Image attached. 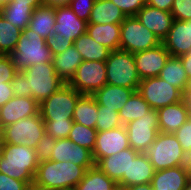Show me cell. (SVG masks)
<instances>
[{
	"label": "cell",
	"instance_id": "b9f144b4",
	"mask_svg": "<svg viewBox=\"0 0 191 190\" xmlns=\"http://www.w3.org/2000/svg\"><path fill=\"white\" fill-rule=\"evenodd\" d=\"M171 14L175 20H191V0H174Z\"/></svg>",
	"mask_w": 191,
	"mask_h": 190
},
{
	"label": "cell",
	"instance_id": "d6986e66",
	"mask_svg": "<svg viewBox=\"0 0 191 190\" xmlns=\"http://www.w3.org/2000/svg\"><path fill=\"white\" fill-rule=\"evenodd\" d=\"M170 56L186 55L191 49V20H175L167 37L162 41Z\"/></svg>",
	"mask_w": 191,
	"mask_h": 190
},
{
	"label": "cell",
	"instance_id": "8d00e7d4",
	"mask_svg": "<svg viewBox=\"0 0 191 190\" xmlns=\"http://www.w3.org/2000/svg\"><path fill=\"white\" fill-rule=\"evenodd\" d=\"M98 118L96 119L95 129L98 132L115 129L122 126L119 112L111 110L106 106H98Z\"/></svg>",
	"mask_w": 191,
	"mask_h": 190
},
{
	"label": "cell",
	"instance_id": "74e56055",
	"mask_svg": "<svg viewBox=\"0 0 191 190\" xmlns=\"http://www.w3.org/2000/svg\"><path fill=\"white\" fill-rule=\"evenodd\" d=\"M46 133L55 139L68 138L74 121H44Z\"/></svg>",
	"mask_w": 191,
	"mask_h": 190
},
{
	"label": "cell",
	"instance_id": "d4e9b609",
	"mask_svg": "<svg viewBox=\"0 0 191 190\" xmlns=\"http://www.w3.org/2000/svg\"><path fill=\"white\" fill-rule=\"evenodd\" d=\"M83 61L81 54L74 45L60 54L53 55L52 63L57 75L68 84L76 73V69Z\"/></svg>",
	"mask_w": 191,
	"mask_h": 190
},
{
	"label": "cell",
	"instance_id": "60d3db41",
	"mask_svg": "<svg viewBox=\"0 0 191 190\" xmlns=\"http://www.w3.org/2000/svg\"><path fill=\"white\" fill-rule=\"evenodd\" d=\"M95 0H71L69 7L79 19L89 21Z\"/></svg>",
	"mask_w": 191,
	"mask_h": 190
},
{
	"label": "cell",
	"instance_id": "ee69618b",
	"mask_svg": "<svg viewBox=\"0 0 191 190\" xmlns=\"http://www.w3.org/2000/svg\"><path fill=\"white\" fill-rule=\"evenodd\" d=\"M116 4L125 16H136L138 11L146 4V0H110Z\"/></svg>",
	"mask_w": 191,
	"mask_h": 190
},
{
	"label": "cell",
	"instance_id": "bcb514c9",
	"mask_svg": "<svg viewBox=\"0 0 191 190\" xmlns=\"http://www.w3.org/2000/svg\"><path fill=\"white\" fill-rule=\"evenodd\" d=\"M46 45L49 47L52 55H57L65 51L68 47L73 45V40L71 39H58L54 37V35H50L47 39H45Z\"/></svg>",
	"mask_w": 191,
	"mask_h": 190
},
{
	"label": "cell",
	"instance_id": "277c9868",
	"mask_svg": "<svg viewBox=\"0 0 191 190\" xmlns=\"http://www.w3.org/2000/svg\"><path fill=\"white\" fill-rule=\"evenodd\" d=\"M155 171L185 165L186 153L174 134L159 132L144 152Z\"/></svg>",
	"mask_w": 191,
	"mask_h": 190
},
{
	"label": "cell",
	"instance_id": "c3c4849f",
	"mask_svg": "<svg viewBox=\"0 0 191 190\" xmlns=\"http://www.w3.org/2000/svg\"><path fill=\"white\" fill-rule=\"evenodd\" d=\"M15 95L11 89V83H3L0 84V107L3 106L6 102H8Z\"/></svg>",
	"mask_w": 191,
	"mask_h": 190
},
{
	"label": "cell",
	"instance_id": "836d02e7",
	"mask_svg": "<svg viewBox=\"0 0 191 190\" xmlns=\"http://www.w3.org/2000/svg\"><path fill=\"white\" fill-rule=\"evenodd\" d=\"M33 10L30 5L5 4L0 14L15 27L24 30L29 25Z\"/></svg>",
	"mask_w": 191,
	"mask_h": 190
},
{
	"label": "cell",
	"instance_id": "94428289",
	"mask_svg": "<svg viewBox=\"0 0 191 190\" xmlns=\"http://www.w3.org/2000/svg\"><path fill=\"white\" fill-rule=\"evenodd\" d=\"M185 93H191V80L188 81V86Z\"/></svg>",
	"mask_w": 191,
	"mask_h": 190
},
{
	"label": "cell",
	"instance_id": "e575fe53",
	"mask_svg": "<svg viewBox=\"0 0 191 190\" xmlns=\"http://www.w3.org/2000/svg\"><path fill=\"white\" fill-rule=\"evenodd\" d=\"M22 32L0 14V54L10 55L13 52Z\"/></svg>",
	"mask_w": 191,
	"mask_h": 190
},
{
	"label": "cell",
	"instance_id": "1f68e13d",
	"mask_svg": "<svg viewBox=\"0 0 191 190\" xmlns=\"http://www.w3.org/2000/svg\"><path fill=\"white\" fill-rule=\"evenodd\" d=\"M116 182L96 165L86 170L83 179L76 185L78 190H112Z\"/></svg>",
	"mask_w": 191,
	"mask_h": 190
},
{
	"label": "cell",
	"instance_id": "f6af8a7d",
	"mask_svg": "<svg viewBox=\"0 0 191 190\" xmlns=\"http://www.w3.org/2000/svg\"><path fill=\"white\" fill-rule=\"evenodd\" d=\"M187 153L191 149V116L189 119L173 133Z\"/></svg>",
	"mask_w": 191,
	"mask_h": 190
},
{
	"label": "cell",
	"instance_id": "8fae6325",
	"mask_svg": "<svg viewBox=\"0 0 191 190\" xmlns=\"http://www.w3.org/2000/svg\"><path fill=\"white\" fill-rule=\"evenodd\" d=\"M125 127L130 147L144 153L159 133L158 112L151 109L143 117L127 123Z\"/></svg>",
	"mask_w": 191,
	"mask_h": 190
},
{
	"label": "cell",
	"instance_id": "4316f807",
	"mask_svg": "<svg viewBox=\"0 0 191 190\" xmlns=\"http://www.w3.org/2000/svg\"><path fill=\"white\" fill-rule=\"evenodd\" d=\"M125 18V14L112 1L95 0L88 23L115 24Z\"/></svg>",
	"mask_w": 191,
	"mask_h": 190
},
{
	"label": "cell",
	"instance_id": "7a4b0ae2",
	"mask_svg": "<svg viewBox=\"0 0 191 190\" xmlns=\"http://www.w3.org/2000/svg\"><path fill=\"white\" fill-rule=\"evenodd\" d=\"M86 170L70 161L48 160L40 162L33 184L48 190H59L76 186L82 179Z\"/></svg>",
	"mask_w": 191,
	"mask_h": 190
},
{
	"label": "cell",
	"instance_id": "ac0fdd59",
	"mask_svg": "<svg viewBox=\"0 0 191 190\" xmlns=\"http://www.w3.org/2000/svg\"><path fill=\"white\" fill-rule=\"evenodd\" d=\"M140 22L162 42L168 35L174 21L171 12L145 4L136 14Z\"/></svg>",
	"mask_w": 191,
	"mask_h": 190
},
{
	"label": "cell",
	"instance_id": "9a60e30c",
	"mask_svg": "<svg viewBox=\"0 0 191 190\" xmlns=\"http://www.w3.org/2000/svg\"><path fill=\"white\" fill-rule=\"evenodd\" d=\"M169 57L170 53L163 43L154 48L134 53L140 79L159 76Z\"/></svg>",
	"mask_w": 191,
	"mask_h": 190
},
{
	"label": "cell",
	"instance_id": "681fc988",
	"mask_svg": "<svg viewBox=\"0 0 191 190\" xmlns=\"http://www.w3.org/2000/svg\"><path fill=\"white\" fill-rule=\"evenodd\" d=\"M174 0H146V4L151 7L171 12Z\"/></svg>",
	"mask_w": 191,
	"mask_h": 190
},
{
	"label": "cell",
	"instance_id": "d6a6232c",
	"mask_svg": "<svg viewBox=\"0 0 191 190\" xmlns=\"http://www.w3.org/2000/svg\"><path fill=\"white\" fill-rule=\"evenodd\" d=\"M151 109L148 102L143 99L138 91H135L119 111L120 121L122 125H126L130 121L143 117Z\"/></svg>",
	"mask_w": 191,
	"mask_h": 190
},
{
	"label": "cell",
	"instance_id": "30bf717a",
	"mask_svg": "<svg viewBox=\"0 0 191 190\" xmlns=\"http://www.w3.org/2000/svg\"><path fill=\"white\" fill-rule=\"evenodd\" d=\"M137 91L154 110L177 103L185 98L181 90L159 76L141 79Z\"/></svg>",
	"mask_w": 191,
	"mask_h": 190
},
{
	"label": "cell",
	"instance_id": "f907efd6",
	"mask_svg": "<svg viewBox=\"0 0 191 190\" xmlns=\"http://www.w3.org/2000/svg\"><path fill=\"white\" fill-rule=\"evenodd\" d=\"M7 5H30L33 9L43 5V0H6Z\"/></svg>",
	"mask_w": 191,
	"mask_h": 190
},
{
	"label": "cell",
	"instance_id": "8992f818",
	"mask_svg": "<svg viewBox=\"0 0 191 190\" xmlns=\"http://www.w3.org/2000/svg\"><path fill=\"white\" fill-rule=\"evenodd\" d=\"M106 63L107 84L125 88H138L141 81L134 54L124 50L111 51Z\"/></svg>",
	"mask_w": 191,
	"mask_h": 190
},
{
	"label": "cell",
	"instance_id": "6f0895ef",
	"mask_svg": "<svg viewBox=\"0 0 191 190\" xmlns=\"http://www.w3.org/2000/svg\"><path fill=\"white\" fill-rule=\"evenodd\" d=\"M184 96H185V100L188 104L189 112L191 114V93H185Z\"/></svg>",
	"mask_w": 191,
	"mask_h": 190
},
{
	"label": "cell",
	"instance_id": "11a10c76",
	"mask_svg": "<svg viewBox=\"0 0 191 190\" xmlns=\"http://www.w3.org/2000/svg\"><path fill=\"white\" fill-rule=\"evenodd\" d=\"M185 166L187 167V169L190 172L191 171V149L186 153V163H185Z\"/></svg>",
	"mask_w": 191,
	"mask_h": 190
},
{
	"label": "cell",
	"instance_id": "83f0119b",
	"mask_svg": "<svg viewBox=\"0 0 191 190\" xmlns=\"http://www.w3.org/2000/svg\"><path fill=\"white\" fill-rule=\"evenodd\" d=\"M55 8L41 5L33 10L28 28L47 39L54 33Z\"/></svg>",
	"mask_w": 191,
	"mask_h": 190
},
{
	"label": "cell",
	"instance_id": "4fadbf2b",
	"mask_svg": "<svg viewBox=\"0 0 191 190\" xmlns=\"http://www.w3.org/2000/svg\"><path fill=\"white\" fill-rule=\"evenodd\" d=\"M127 148H130V145L125 125L98 132L92 152L94 162L96 164L101 158L114 155Z\"/></svg>",
	"mask_w": 191,
	"mask_h": 190
},
{
	"label": "cell",
	"instance_id": "44dd1931",
	"mask_svg": "<svg viewBox=\"0 0 191 190\" xmlns=\"http://www.w3.org/2000/svg\"><path fill=\"white\" fill-rule=\"evenodd\" d=\"M159 132H176L191 116L185 98L177 103L165 106L157 110Z\"/></svg>",
	"mask_w": 191,
	"mask_h": 190
},
{
	"label": "cell",
	"instance_id": "816d5d0a",
	"mask_svg": "<svg viewBox=\"0 0 191 190\" xmlns=\"http://www.w3.org/2000/svg\"><path fill=\"white\" fill-rule=\"evenodd\" d=\"M180 60L184 69L186 70V74L189 80H191V49L187 52L186 55L180 56Z\"/></svg>",
	"mask_w": 191,
	"mask_h": 190
},
{
	"label": "cell",
	"instance_id": "4dcf8cb0",
	"mask_svg": "<svg viewBox=\"0 0 191 190\" xmlns=\"http://www.w3.org/2000/svg\"><path fill=\"white\" fill-rule=\"evenodd\" d=\"M159 77L185 94L189 78L180 57L170 56L160 71Z\"/></svg>",
	"mask_w": 191,
	"mask_h": 190
},
{
	"label": "cell",
	"instance_id": "ba28073f",
	"mask_svg": "<svg viewBox=\"0 0 191 190\" xmlns=\"http://www.w3.org/2000/svg\"><path fill=\"white\" fill-rule=\"evenodd\" d=\"M82 94L69 84L63 85L39 104L43 121H73L75 104Z\"/></svg>",
	"mask_w": 191,
	"mask_h": 190
},
{
	"label": "cell",
	"instance_id": "91938a15",
	"mask_svg": "<svg viewBox=\"0 0 191 190\" xmlns=\"http://www.w3.org/2000/svg\"><path fill=\"white\" fill-rule=\"evenodd\" d=\"M183 190H191V179H189L185 185V188Z\"/></svg>",
	"mask_w": 191,
	"mask_h": 190
},
{
	"label": "cell",
	"instance_id": "f1b7e54d",
	"mask_svg": "<svg viewBox=\"0 0 191 190\" xmlns=\"http://www.w3.org/2000/svg\"><path fill=\"white\" fill-rule=\"evenodd\" d=\"M98 104L93 95L82 94L77 100L73 112V121L95 129L98 118Z\"/></svg>",
	"mask_w": 191,
	"mask_h": 190
},
{
	"label": "cell",
	"instance_id": "9f6ffc18",
	"mask_svg": "<svg viewBox=\"0 0 191 190\" xmlns=\"http://www.w3.org/2000/svg\"><path fill=\"white\" fill-rule=\"evenodd\" d=\"M112 190H130V187L127 186V185H123V184H120V183H116L114 185V187L112 188Z\"/></svg>",
	"mask_w": 191,
	"mask_h": 190
},
{
	"label": "cell",
	"instance_id": "be15d7a7",
	"mask_svg": "<svg viewBox=\"0 0 191 190\" xmlns=\"http://www.w3.org/2000/svg\"><path fill=\"white\" fill-rule=\"evenodd\" d=\"M59 190H78V189L76 188V186H72V187H66L64 189H59Z\"/></svg>",
	"mask_w": 191,
	"mask_h": 190
},
{
	"label": "cell",
	"instance_id": "db71d44e",
	"mask_svg": "<svg viewBox=\"0 0 191 190\" xmlns=\"http://www.w3.org/2000/svg\"><path fill=\"white\" fill-rule=\"evenodd\" d=\"M130 190H153L151 183L148 184H140V185H133L130 187Z\"/></svg>",
	"mask_w": 191,
	"mask_h": 190
},
{
	"label": "cell",
	"instance_id": "7bdbcfd3",
	"mask_svg": "<svg viewBox=\"0 0 191 190\" xmlns=\"http://www.w3.org/2000/svg\"><path fill=\"white\" fill-rule=\"evenodd\" d=\"M11 89L15 96L32 97L31 90H28L26 76L22 71H17L14 75Z\"/></svg>",
	"mask_w": 191,
	"mask_h": 190
},
{
	"label": "cell",
	"instance_id": "7dc6e473",
	"mask_svg": "<svg viewBox=\"0 0 191 190\" xmlns=\"http://www.w3.org/2000/svg\"><path fill=\"white\" fill-rule=\"evenodd\" d=\"M29 185L0 172V190H26Z\"/></svg>",
	"mask_w": 191,
	"mask_h": 190
},
{
	"label": "cell",
	"instance_id": "ffe728a7",
	"mask_svg": "<svg viewBox=\"0 0 191 190\" xmlns=\"http://www.w3.org/2000/svg\"><path fill=\"white\" fill-rule=\"evenodd\" d=\"M139 154L130 147L114 155L101 158L95 165L117 183L123 176H128L130 161Z\"/></svg>",
	"mask_w": 191,
	"mask_h": 190
},
{
	"label": "cell",
	"instance_id": "52a82bcc",
	"mask_svg": "<svg viewBox=\"0 0 191 190\" xmlns=\"http://www.w3.org/2000/svg\"><path fill=\"white\" fill-rule=\"evenodd\" d=\"M27 79L28 90L39 104L59 90L64 81L57 75L52 62L37 63L22 71Z\"/></svg>",
	"mask_w": 191,
	"mask_h": 190
},
{
	"label": "cell",
	"instance_id": "680465c9",
	"mask_svg": "<svg viewBox=\"0 0 191 190\" xmlns=\"http://www.w3.org/2000/svg\"><path fill=\"white\" fill-rule=\"evenodd\" d=\"M26 190H48V189L40 188L35 186L34 184H31Z\"/></svg>",
	"mask_w": 191,
	"mask_h": 190
},
{
	"label": "cell",
	"instance_id": "5b68a950",
	"mask_svg": "<svg viewBox=\"0 0 191 190\" xmlns=\"http://www.w3.org/2000/svg\"><path fill=\"white\" fill-rule=\"evenodd\" d=\"M46 134L45 122L40 111L33 116L20 119L17 122L3 127L0 130V143L25 145L36 148L39 140Z\"/></svg>",
	"mask_w": 191,
	"mask_h": 190
},
{
	"label": "cell",
	"instance_id": "ab89813d",
	"mask_svg": "<svg viewBox=\"0 0 191 190\" xmlns=\"http://www.w3.org/2000/svg\"><path fill=\"white\" fill-rule=\"evenodd\" d=\"M16 72L11 56L0 54V84L11 83Z\"/></svg>",
	"mask_w": 191,
	"mask_h": 190
},
{
	"label": "cell",
	"instance_id": "f546056e",
	"mask_svg": "<svg viewBox=\"0 0 191 190\" xmlns=\"http://www.w3.org/2000/svg\"><path fill=\"white\" fill-rule=\"evenodd\" d=\"M73 45L84 61H106L111 52L107 47L96 42L87 32L79 36Z\"/></svg>",
	"mask_w": 191,
	"mask_h": 190
},
{
	"label": "cell",
	"instance_id": "484cf974",
	"mask_svg": "<svg viewBox=\"0 0 191 190\" xmlns=\"http://www.w3.org/2000/svg\"><path fill=\"white\" fill-rule=\"evenodd\" d=\"M121 23L115 24H87V34L96 42L104 45L110 51L119 50Z\"/></svg>",
	"mask_w": 191,
	"mask_h": 190
},
{
	"label": "cell",
	"instance_id": "3957f363",
	"mask_svg": "<svg viewBox=\"0 0 191 190\" xmlns=\"http://www.w3.org/2000/svg\"><path fill=\"white\" fill-rule=\"evenodd\" d=\"M10 56L17 71H23L37 63L52 62L53 57L45 39L28 27L19 36Z\"/></svg>",
	"mask_w": 191,
	"mask_h": 190
},
{
	"label": "cell",
	"instance_id": "5bb4252c",
	"mask_svg": "<svg viewBox=\"0 0 191 190\" xmlns=\"http://www.w3.org/2000/svg\"><path fill=\"white\" fill-rule=\"evenodd\" d=\"M50 160L70 161L82 166L85 170L95 166L92 152L72 142L69 138L57 139Z\"/></svg>",
	"mask_w": 191,
	"mask_h": 190
},
{
	"label": "cell",
	"instance_id": "d590c367",
	"mask_svg": "<svg viewBox=\"0 0 191 190\" xmlns=\"http://www.w3.org/2000/svg\"><path fill=\"white\" fill-rule=\"evenodd\" d=\"M97 133L96 129L74 122L68 138L72 142L93 152Z\"/></svg>",
	"mask_w": 191,
	"mask_h": 190
},
{
	"label": "cell",
	"instance_id": "6da1fadb",
	"mask_svg": "<svg viewBox=\"0 0 191 190\" xmlns=\"http://www.w3.org/2000/svg\"><path fill=\"white\" fill-rule=\"evenodd\" d=\"M39 162L34 148L0 143V172L28 185L33 184Z\"/></svg>",
	"mask_w": 191,
	"mask_h": 190
},
{
	"label": "cell",
	"instance_id": "603a6c76",
	"mask_svg": "<svg viewBox=\"0 0 191 190\" xmlns=\"http://www.w3.org/2000/svg\"><path fill=\"white\" fill-rule=\"evenodd\" d=\"M137 88H125L121 86L105 84L97 90L93 96L98 106H106L111 110L119 112Z\"/></svg>",
	"mask_w": 191,
	"mask_h": 190
},
{
	"label": "cell",
	"instance_id": "6125c7cd",
	"mask_svg": "<svg viewBox=\"0 0 191 190\" xmlns=\"http://www.w3.org/2000/svg\"><path fill=\"white\" fill-rule=\"evenodd\" d=\"M6 3H7L6 0H0V11L2 10V8Z\"/></svg>",
	"mask_w": 191,
	"mask_h": 190
},
{
	"label": "cell",
	"instance_id": "7c38bea8",
	"mask_svg": "<svg viewBox=\"0 0 191 190\" xmlns=\"http://www.w3.org/2000/svg\"><path fill=\"white\" fill-rule=\"evenodd\" d=\"M80 94L93 95L107 84L105 61H82L68 83Z\"/></svg>",
	"mask_w": 191,
	"mask_h": 190
},
{
	"label": "cell",
	"instance_id": "cb8c5ba5",
	"mask_svg": "<svg viewBox=\"0 0 191 190\" xmlns=\"http://www.w3.org/2000/svg\"><path fill=\"white\" fill-rule=\"evenodd\" d=\"M154 168L144 153H140L135 159H131L128 167V176H123L117 183L127 185L148 184L154 175Z\"/></svg>",
	"mask_w": 191,
	"mask_h": 190
},
{
	"label": "cell",
	"instance_id": "f5cc1de1",
	"mask_svg": "<svg viewBox=\"0 0 191 190\" xmlns=\"http://www.w3.org/2000/svg\"><path fill=\"white\" fill-rule=\"evenodd\" d=\"M71 0H43V5L57 8L62 6H68Z\"/></svg>",
	"mask_w": 191,
	"mask_h": 190
},
{
	"label": "cell",
	"instance_id": "7402d4cb",
	"mask_svg": "<svg viewBox=\"0 0 191 190\" xmlns=\"http://www.w3.org/2000/svg\"><path fill=\"white\" fill-rule=\"evenodd\" d=\"M185 165L155 171L151 180L153 190H183L189 180Z\"/></svg>",
	"mask_w": 191,
	"mask_h": 190
},
{
	"label": "cell",
	"instance_id": "2e32d148",
	"mask_svg": "<svg viewBox=\"0 0 191 190\" xmlns=\"http://www.w3.org/2000/svg\"><path fill=\"white\" fill-rule=\"evenodd\" d=\"M55 17L54 37L75 41L79 36L86 33L88 22L79 19L69 5L55 8Z\"/></svg>",
	"mask_w": 191,
	"mask_h": 190
},
{
	"label": "cell",
	"instance_id": "f35d334b",
	"mask_svg": "<svg viewBox=\"0 0 191 190\" xmlns=\"http://www.w3.org/2000/svg\"><path fill=\"white\" fill-rule=\"evenodd\" d=\"M56 141L57 139L51 137L47 133L41 137L35 148L36 157L39 163L50 160L53 146Z\"/></svg>",
	"mask_w": 191,
	"mask_h": 190
},
{
	"label": "cell",
	"instance_id": "e0dca14e",
	"mask_svg": "<svg viewBox=\"0 0 191 190\" xmlns=\"http://www.w3.org/2000/svg\"><path fill=\"white\" fill-rule=\"evenodd\" d=\"M38 112L39 103L32 97L14 96L0 107V130Z\"/></svg>",
	"mask_w": 191,
	"mask_h": 190
},
{
	"label": "cell",
	"instance_id": "9c48e42d",
	"mask_svg": "<svg viewBox=\"0 0 191 190\" xmlns=\"http://www.w3.org/2000/svg\"><path fill=\"white\" fill-rule=\"evenodd\" d=\"M159 38L147 29L136 16H126L121 22L119 49L132 54L161 44Z\"/></svg>",
	"mask_w": 191,
	"mask_h": 190
}]
</instances>
